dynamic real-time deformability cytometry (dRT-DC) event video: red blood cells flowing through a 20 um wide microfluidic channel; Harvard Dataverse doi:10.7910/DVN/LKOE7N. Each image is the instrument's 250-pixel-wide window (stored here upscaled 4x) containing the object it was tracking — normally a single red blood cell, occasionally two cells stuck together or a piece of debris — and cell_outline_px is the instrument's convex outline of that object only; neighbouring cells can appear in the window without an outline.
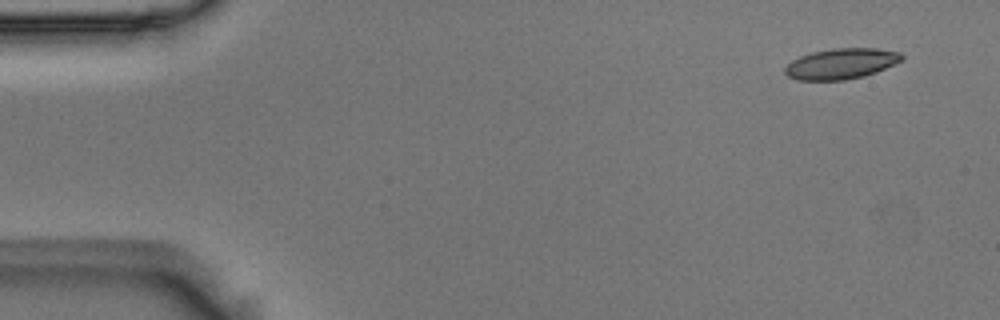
{"species": "Egyptian fruit bat (a non-hibernating species)", "species_latin": "Rousettus aegyptiacus", "temperature_condition": "room temperature", "stored_images_in_passage": 3, "segment_of_instrument_passage": [2, 2], "camera_frame_rate_fps": 3000, "um_per_image_px": 0.085, "animal": {"sex": "male"}, "frame": {"image": 1, "passage_image": 3, "time_ms": 0.667, "image_size_px": [1000, 320], "cell_outline_px": [[904, 60], [876, 72], [864, 76], [844, 80], [796, 80], [788, 76], [784, 72], [784, 68], [792, 60], [800, 56], [812, 52], [832, 48], [876, 48], [900, 52], [904, 56]], "centroid_in_image_um": [71.51, 5.41], "position_along_channel_um": 13.5, "area_um2": 20.98}}